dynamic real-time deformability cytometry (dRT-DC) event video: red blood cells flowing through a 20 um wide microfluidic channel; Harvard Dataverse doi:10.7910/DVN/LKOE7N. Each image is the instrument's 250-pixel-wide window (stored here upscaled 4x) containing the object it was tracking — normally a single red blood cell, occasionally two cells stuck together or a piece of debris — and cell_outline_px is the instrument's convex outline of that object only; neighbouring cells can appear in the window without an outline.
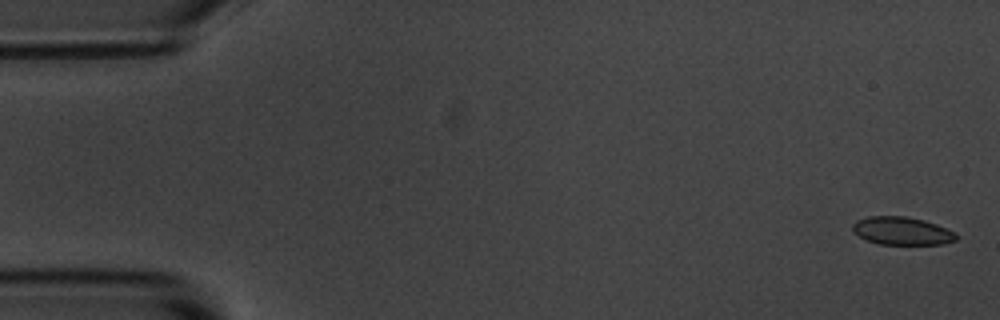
{"species": "common noctule bat (a hibernating species)", "species_latin": "Nyctalus noctula", "temperature_condition": "room temperature", "stored_images_in_passage": 6, "camera_frame_rate_fps": 3000, "um_per_image_px": 0.085, "animal": {"sex": "male", "body_mass_g": 20.1, "forearm_length_mm": 53.5}, "frame": {"image": 1, "passage_image": 1, "time_ms": 0.0, "image_size_px": [1000, 320], "cell_outline_px": [[956, 240], [944, 244], [880, 244], [868, 240], [852, 232], [852, 224], [856, 220], [868, 216], [904, 216], [924, 220], [936, 224], [956, 232]], "centroid_in_image_um": [76.65, 19.62], "position_along_channel_um": 8.3, "area_um2": 16.88}}